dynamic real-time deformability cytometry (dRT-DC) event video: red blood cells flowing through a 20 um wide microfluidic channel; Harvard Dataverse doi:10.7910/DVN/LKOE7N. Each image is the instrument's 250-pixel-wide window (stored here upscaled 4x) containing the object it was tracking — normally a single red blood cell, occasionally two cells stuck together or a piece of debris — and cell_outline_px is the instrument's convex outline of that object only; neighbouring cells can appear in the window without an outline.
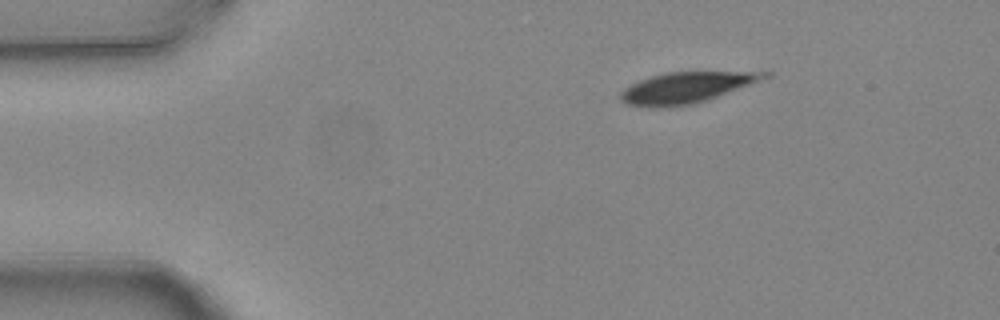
{"species": "common noctule bat (a hibernating species)", "species_latin": "Nyctalus noctula", "temperature_condition": "warm", "stored_images_in_passage": 3, "camera_frame_rate_fps": 3000, "um_per_image_px": 0.085, "animal": {"sex": "female", "body_mass_g": 24.6, "forearm_length_mm": 56.2}, "frame": {"image": 1, "passage_image": 1, "time_ms": 0.0, "image_size_px": [1000, 320], "cell_outline_px": [[772, 76], [708, 100], [692, 104], [664, 108], [652, 108], [628, 104], [620, 100], [620, 92], [624, 88], [640, 80], [652, 76], [668, 72], [772, 72]], "centroid_in_image_um": [58.32, 7.46], "position_along_channel_um": 26.7, "area_um2": 25.84}}